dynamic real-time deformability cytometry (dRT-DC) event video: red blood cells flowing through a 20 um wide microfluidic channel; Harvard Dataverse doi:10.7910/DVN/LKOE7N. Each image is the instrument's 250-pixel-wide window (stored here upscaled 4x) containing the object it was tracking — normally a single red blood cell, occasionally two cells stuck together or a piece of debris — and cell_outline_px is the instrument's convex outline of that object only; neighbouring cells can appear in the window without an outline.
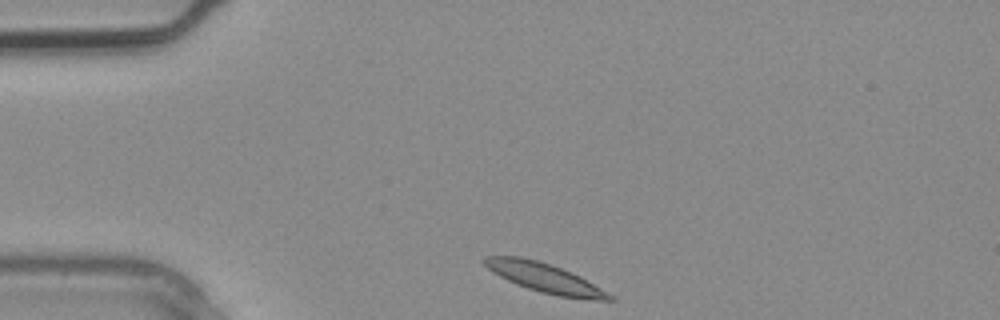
{"species": "common noctule bat (a hibernating species)", "species_latin": "Nyctalus noctula", "temperature_condition": "warm", "stored_images_in_passage": 2, "camera_frame_rate_fps": 3000, "um_per_image_px": 0.085, "animal": {"sex": "male", "body_mass_g": 20.4}, "frame": {"image": 1, "passage_image": 1, "time_ms": 0.0, "image_size_px": [1000, 320], "cell_outline_px": [[616, 300], [596, 300], [560, 296], [540, 292], [516, 284], [500, 276], [488, 268], [484, 264], [484, 256], [520, 256], [536, 260], [560, 268], [580, 276], [600, 288], [612, 296]], "centroid_in_image_um": [46.28, 23.61], "position_along_channel_um": 38.7, "area_um2": 20.75}}